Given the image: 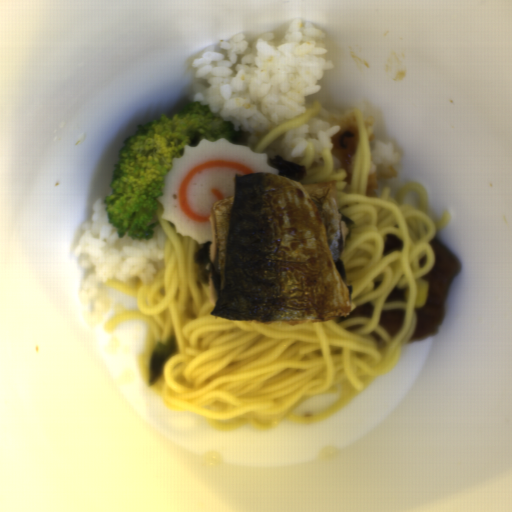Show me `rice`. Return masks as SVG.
I'll return each instance as SVG.
<instances>
[{
  "instance_id": "1",
  "label": "rice",
  "mask_w": 512,
  "mask_h": 512,
  "mask_svg": "<svg viewBox=\"0 0 512 512\" xmlns=\"http://www.w3.org/2000/svg\"><path fill=\"white\" fill-rule=\"evenodd\" d=\"M326 40L325 32L296 18L283 38L266 32L249 43L239 33L211 44L191 64L197 78L191 102L245 129L253 151L272 130L312 108L305 107L306 96L321 92L317 81L336 65L327 58Z\"/></svg>"
},
{
  "instance_id": "2",
  "label": "rice",
  "mask_w": 512,
  "mask_h": 512,
  "mask_svg": "<svg viewBox=\"0 0 512 512\" xmlns=\"http://www.w3.org/2000/svg\"><path fill=\"white\" fill-rule=\"evenodd\" d=\"M105 198L91 205L92 218L83 222L73 254L82 258L86 275L79 295L86 302L85 318L97 322L110 304L109 289L104 282L119 280L126 283H152L157 269L166 266L167 235L158 222L154 235L147 240H133L126 234L118 237L117 227L109 224Z\"/></svg>"
},
{
  "instance_id": "3",
  "label": "rice",
  "mask_w": 512,
  "mask_h": 512,
  "mask_svg": "<svg viewBox=\"0 0 512 512\" xmlns=\"http://www.w3.org/2000/svg\"><path fill=\"white\" fill-rule=\"evenodd\" d=\"M358 142V122L355 110L332 114L321 109L313 118L291 128L269 144L261 154H267L266 162L275 156L300 163L306 155V146L312 143L315 155L310 167H318L322 153L328 149L332 167L344 169L347 188L350 190Z\"/></svg>"
},
{
  "instance_id": "4",
  "label": "rice",
  "mask_w": 512,
  "mask_h": 512,
  "mask_svg": "<svg viewBox=\"0 0 512 512\" xmlns=\"http://www.w3.org/2000/svg\"><path fill=\"white\" fill-rule=\"evenodd\" d=\"M369 145L365 194L377 197L379 182L398 177L396 166L401 161L392 143H382L374 133V118L363 115Z\"/></svg>"
}]
</instances>
